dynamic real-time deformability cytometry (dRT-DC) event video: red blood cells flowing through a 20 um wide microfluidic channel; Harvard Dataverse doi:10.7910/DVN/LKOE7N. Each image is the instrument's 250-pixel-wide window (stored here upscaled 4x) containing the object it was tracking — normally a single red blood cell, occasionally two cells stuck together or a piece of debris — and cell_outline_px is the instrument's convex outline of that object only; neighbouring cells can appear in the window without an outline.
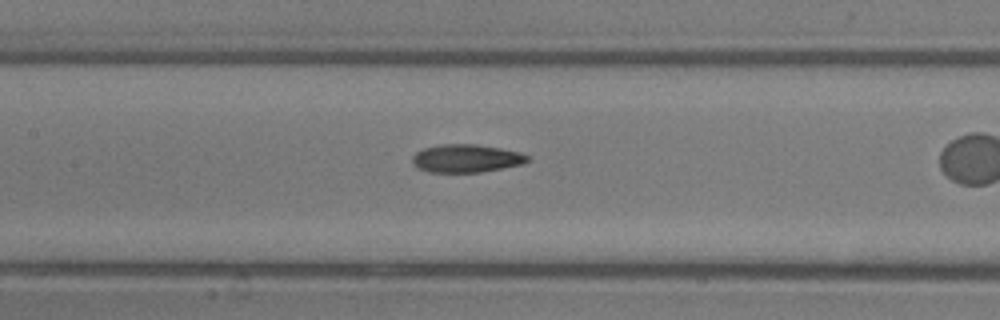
{"species": "common noctule bat (a hibernating species)", "species_latin": "Nyctalus noctula", "temperature_condition": "room temperature", "stored_images_in_passage": 27, "camera_frame_rate_fps": 3000, "um_per_image_px": 0.085, "animal": {"sex": "male", "body_mass_g": 13.3}, "frame": {"image": 1, "passage_image": 12, "time_ms": 3.667, "image_size_px": [1000, 320], "cell_outline_px": [[532, 156], [524, 164], [480, 172], [428, 172], [416, 168], [412, 164], [412, 156], [416, 152], [424, 148], [440, 144], [476, 144], [500, 148], [520, 152]], "centroid_in_image_um": [39.63, 13.46], "position_along_channel_um": 167.8, "area_um2": 19.02}}
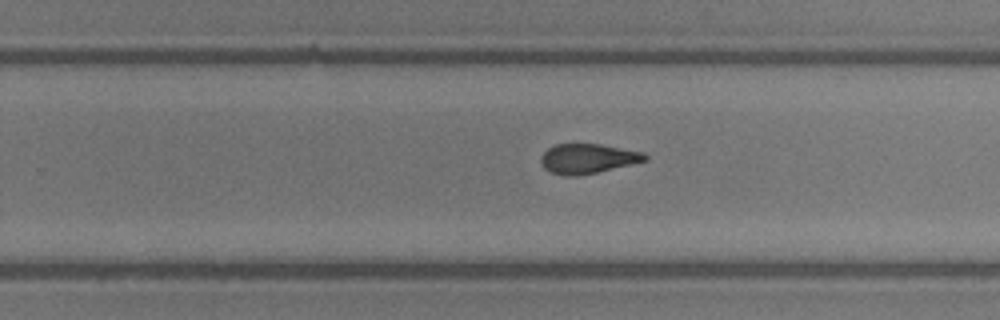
{"frame": {"image": 2, "passage_image": 20, "time_ms": 6.333, "image_size_px": [1000, 320], "cell_outline_px": [[648, 160], [596, 172], [576, 176], [564, 176], [552, 172], [544, 168], [540, 164], [540, 156], [548, 148], [556, 144], [600, 144], [644, 152], [648, 156]], "centroid_in_image_um": [49.94, 13.48], "position_along_channel_um": 279.9, "area_um2": 17.98}}
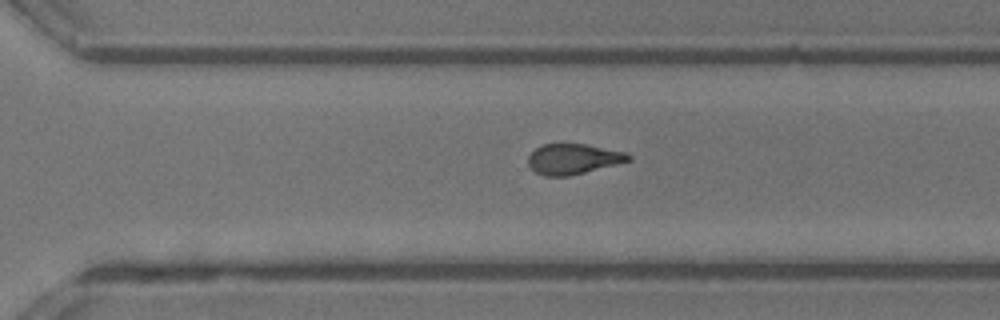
{"frame": {"image": 3, "passage_image": 23, "time_ms": 7.333, "image_size_px": [1000, 320], "cell_outline_px": [[632, 160], [568, 176], [544, 176], [536, 172], [528, 164], [528, 156], [540, 144], [588, 144], [628, 152], [632, 156]], "centroid_in_image_um": [48.75, 13.5], "position_along_channel_um": 321.9, "area_um2": 17.8}}